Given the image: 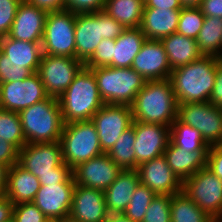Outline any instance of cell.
Returning a JSON list of instances; mask_svg holds the SVG:
<instances>
[{
  "label": "cell",
  "mask_w": 222,
  "mask_h": 222,
  "mask_svg": "<svg viewBox=\"0 0 222 222\" xmlns=\"http://www.w3.org/2000/svg\"><path fill=\"white\" fill-rule=\"evenodd\" d=\"M75 17L76 13L68 9L47 13L41 42L43 54L76 58Z\"/></svg>",
  "instance_id": "obj_8"
},
{
  "label": "cell",
  "mask_w": 222,
  "mask_h": 222,
  "mask_svg": "<svg viewBox=\"0 0 222 222\" xmlns=\"http://www.w3.org/2000/svg\"><path fill=\"white\" fill-rule=\"evenodd\" d=\"M155 196L156 194L150 188L139 184L123 214L133 222H142L146 209Z\"/></svg>",
  "instance_id": "obj_35"
},
{
  "label": "cell",
  "mask_w": 222,
  "mask_h": 222,
  "mask_svg": "<svg viewBox=\"0 0 222 222\" xmlns=\"http://www.w3.org/2000/svg\"><path fill=\"white\" fill-rule=\"evenodd\" d=\"M0 51L9 61L22 63L33 73H37L43 55L41 43L20 41L8 36L0 37Z\"/></svg>",
  "instance_id": "obj_26"
},
{
  "label": "cell",
  "mask_w": 222,
  "mask_h": 222,
  "mask_svg": "<svg viewBox=\"0 0 222 222\" xmlns=\"http://www.w3.org/2000/svg\"><path fill=\"white\" fill-rule=\"evenodd\" d=\"M40 185L60 184V183H75L72 174H48L38 178Z\"/></svg>",
  "instance_id": "obj_48"
},
{
  "label": "cell",
  "mask_w": 222,
  "mask_h": 222,
  "mask_svg": "<svg viewBox=\"0 0 222 222\" xmlns=\"http://www.w3.org/2000/svg\"><path fill=\"white\" fill-rule=\"evenodd\" d=\"M75 185V183L41 185L32 202L47 218L68 217Z\"/></svg>",
  "instance_id": "obj_19"
},
{
  "label": "cell",
  "mask_w": 222,
  "mask_h": 222,
  "mask_svg": "<svg viewBox=\"0 0 222 222\" xmlns=\"http://www.w3.org/2000/svg\"><path fill=\"white\" fill-rule=\"evenodd\" d=\"M46 218L33 202L14 205L13 222H42Z\"/></svg>",
  "instance_id": "obj_40"
},
{
  "label": "cell",
  "mask_w": 222,
  "mask_h": 222,
  "mask_svg": "<svg viewBox=\"0 0 222 222\" xmlns=\"http://www.w3.org/2000/svg\"><path fill=\"white\" fill-rule=\"evenodd\" d=\"M19 151L6 140H0V163L11 167L18 163Z\"/></svg>",
  "instance_id": "obj_44"
},
{
  "label": "cell",
  "mask_w": 222,
  "mask_h": 222,
  "mask_svg": "<svg viewBox=\"0 0 222 222\" xmlns=\"http://www.w3.org/2000/svg\"><path fill=\"white\" fill-rule=\"evenodd\" d=\"M177 118L197 129L209 145L222 144V113L210 102L178 104Z\"/></svg>",
  "instance_id": "obj_11"
},
{
  "label": "cell",
  "mask_w": 222,
  "mask_h": 222,
  "mask_svg": "<svg viewBox=\"0 0 222 222\" xmlns=\"http://www.w3.org/2000/svg\"><path fill=\"white\" fill-rule=\"evenodd\" d=\"M196 42L203 56L222 59V19L205 16Z\"/></svg>",
  "instance_id": "obj_30"
},
{
  "label": "cell",
  "mask_w": 222,
  "mask_h": 222,
  "mask_svg": "<svg viewBox=\"0 0 222 222\" xmlns=\"http://www.w3.org/2000/svg\"><path fill=\"white\" fill-rule=\"evenodd\" d=\"M145 7L164 8V9H182L180 0H145Z\"/></svg>",
  "instance_id": "obj_50"
},
{
  "label": "cell",
  "mask_w": 222,
  "mask_h": 222,
  "mask_svg": "<svg viewBox=\"0 0 222 222\" xmlns=\"http://www.w3.org/2000/svg\"><path fill=\"white\" fill-rule=\"evenodd\" d=\"M9 167L0 163V195H3L7 186V173Z\"/></svg>",
  "instance_id": "obj_51"
},
{
  "label": "cell",
  "mask_w": 222,
  "mask_h": 222,
  "mask_svg": "<svg viewBox=\"0 0 222 222\" xmlns=\"http://www.w3.org/2000/svg\"><path fill=\"white\" fill-rule=\"evenodd\" d=\"M181 9L144 7L140 29L147 39L161 40L176 33Z\"/></svg>",
  "instance_id": "obj_22"
},
{
  "label": "cell",
  "mask_w": 222,
  "mask_h": 222,
  "mask_svg": "<svg viewBox=\"0 0 222 222\" xmlns=\"http://www.w3.org/2000/svg\"><path fill=\"white\" fill-rule=\"evenodd\" d=\"M144 0H105L103 12L126 29L139 28L144 12Z\"/></svg>",
  "instance_id": "obj_29"
},
{
  "label": "cell",
  "mask_w": 222,
  "mask_h": 222,
  "mask_svg": "<svg viewBox=\"0 0 222 222\" xmlns=\"http://www.w3.org/2000/svg\"><path fill=\"white\" fill-rule=\"evenodd\" d=\"M139 184L140 178L137 170H123L104 191L107 212L123 214Z\"/></svg>",
  "instance_id": "obj_23"
},
{
  "label": "cell",
  "mask_w": 222,
  "mask_h": 222,
  "mask_svg": "<svg viewBox=\"0 0 222 222\" xmlns=\"http://www.w3.org/2000/svg\"><path fill=\"white\" fill-rule=\"evenodd\" d=\"M205 15L199 7H183L180 12L176 33L197 39Z\"/></svg>",
  "instance_id": "obj_36"
},
{
  "label": "cell",
  "mask_w": 222,
  "mask_h": 222,
  "mask_svg": "<svg viewBox=\"0 0 222 222\" xmlns=\"http://www.w3.org/2000/svg\"><path fill=\"white\" fill-rule=\"evenodd\" d=\"M171 222H215L182 191L171 195Z\"/></svg>",
  "instance_id": "obj_31"
},
{
  "label": "cell",
  "mask_w": 222,
  "mask_h": 222,
  "mask_svg": "<svg viewBox=\"0 0 222 222\" xmlns=\"http://www.w3.org/2000/svg\"><path fill=\"white\" fill-rule=\"evenodd\" d=\"M202 0H180L183 7H199Z\"/></svg>",
  "instance_id": "obj_53"
},
{
  "label": "cell",
  "mask_w": 222,
  "mask_h": 222,
  "mask_svg": "<svg viewBox=\"0 0 222 222\" xmlns=\"http://www.w3.org/2000/svg\"><path fill=\"white\" fill-rule=\"evenodd\" d=\"M96 78L99 95L105 104L131 106L146 79L133 68L98 67L90 69Z\"/></svg>",
  "instance_id": "obj_6"
},
{
  "label": "cell",
  "mask_w": 222,
  "mask_h": 222,
  "mask_svg": "<svg viewBox=\"0 0 222 222\" xmlns=\"http://www.w3.org/2000/svg\"><path fill=\"white\" fill-rule=\"evenodd\" d=\"M105 222H133L124 214H109Z\"/></svg>",
  "instance_id": "obj_52"
},
{
  "label": "cell",
  "mask_w": 222,
  "mask_h": 222,
  "mask_svg": "<svg viewBox=\"0 0 222 222\" xmlns=\"http://www.w3.org/2000/svg\"><path fill=\"white\" fill-rule=\"evenodd\" d=\"M11 143L18 151L26 145L18 112L0 108V140Z\"/></svg>",
  "instance_id": "obj_34"
},
{
  "label": "cell",
  "mask_w": 222,
  "mask_h": 222,
  "mask_svg": "<svg viewBox=\"0 0 222 222\" xmlns=\"http://www.w3.org/2000/svg\"><path fill=\"white\" fill-rule=\"evenodd\" d=\"M48 97L37 73L24 80L0 83V108L4 110L19 113Z\"/></svg>",
  "instance_id": "obj_14"
},
{
  "label": "cell",
  "mask_w": 222,
  "mask_h": 222,
  "mask_svg": "<svg viewBox=\"0 0 222 222\" xmlns=\"http://www.w3.org/2000/svg\"><path fill=\"white\" fill-rule=\"evenodd\" d=\"M209 102L217 107H222V59L217 64L214 87Z\"/></svg>",
  "instance_id": "obj_45"
},
{
  "label": "cell",
  "mask_w": 222,
  "mask_h": 222,
  "mask_svg": "<svg viewBox=\"0 0 222 222\" xmlns=\"http://www.w3.org/2000/svg\"><path fill=\"white\" fill-rule=\"evenodd\" d=\"M146 81L165 80L171 75L167 53L160 40L146 39L132 66Z\"/></svg>",
  "instance_id": "obj_18"
},
{
  "label": "cell",
  "mask_w": 222,
  "mask_h": 222,
  "mask_svg": "<svg viewBox=\"0 0 222 222\" xmlns=\"http://www.w3.org/2000/svg\"><path fill=\"white\" fill-rule=\"evenodd\" d=\"M207 154L208 151L186 152L169 142L163 155L171 170L183 182L206 167Z\"/></svg>",
  "instance_id": "obj_25"
},
{
  "label": "cell",
  "mask_w": 222,
  "mask_h": 222,
  "mask_svg": "<svg viewBox=\"0 0 222 222\" xmlns=\"http://www.w3.org/2000/svg\"><path fill=\"white\" fill-rule=\"evenodd\" d=\"M136 170L140 184L156 195H173L182 191L183 182L171 170L164 155L140 164Z\"/></svg>",
  "instance_id": "obj_17"
},
{
  "label": "cell",
  "mask_w": 222,
  "mask_h": 222,
  "mask_svg": "<svg viewBox=\"0 0 222 222\" xmlns=\"http://www.w3.org/2000/svg\"><path fill=\"white\" fill-rule=\"evenodd\" d=\"M64 124L89 121L105 104L101 99L94 73L83 67L58 98Z\"/></svg>",
  "instance_id": "obj_3"
},
{
  "label": "cell",
  "mask_w": 222,
  "mask_h": 222,
  "mask_svg": "<svg viewBox=\"0 0 222 222\" xmlns=\"http://www.w3.org/2000/svg\"><path fill=\"white\" fill-rule=\"evenodd\" d=\"M14 205L5 194L0 195V222L12 221Z\"/></svg>",
  "instance_id": "obj_49"
},
{
  "label": "cell",
  "mask_w": 222,
  "mask_h": 222,
  "mask_svg": "<svg viewBox=\"0 0 222 222\" xmlns=\"http://www.w3.org/2000/svg\"><path fill=\"white\" fill-rule=\"evenodd\" d=\"M105 0H66V9L73 13L103 11Z\"/></svg>",
  "instance_id": "obj_42"
},
{
  "label": "cell",
  "mask_w": 222,
  "mask_h": 222,
  "mask_svg": "<svg viewBox=\"0 0 222 222\" xmlns=\"http://www.w3.org/2000/svg\"><path fill=\"white\" fill-rule=\"evenodd\" d=\"M42 222H57V219H54V218H46V219L43 220Z\"/></svg>",
  "instance_id": "obj_55"
},
{
  "label": "cell",
  "mask_w": 222,
  "mask_h": 222,
  "mask_svg": "<svg viewBox=\"0 0 222 222\" xmlns=\"http://www.w3.org/2000/svg\"><path fill=\"white\" fill-rule=\"evenodd\" d=\"M221 58L202 56L172 69L170 81L178 104L209 102Z\"/></svg>",
  "instance_id": "obj_1"
},
{
  "label": "cell",
  "mask_w": 222,
  "mask_h": 222,
  "mask_svg": "<svg viewBox=\"0 0 222 222\" xmlns=\"http://www.w3.org/2000/svg\"><path fill=\"white\" fill-rule=\"evenodd\" d=\"M125 29L103 11L76 13V59L85 63L103 39H116Z\"/></svg>",
  "instance_id": "obj_5"
},
{
  "label": "cell",
  "mask_w": 222,
  "mask_h": 222,
  "mask_svg": "<svg viewBox=\"0 0 222 222\" xmlns=\"http://www.w3.org/2000/svg\"><path fill=\"white\" fill-rule=\"evenodd\" d=\"M171 195H156L146 209L142 222H171Z\"/></svg>",
  "instance_id": "obj_37"
},
{
  "label": "cell",
  "mask_w": 222,
  "mask_h": 222,
  "mask_svg": "<svg viewBox=\"0 0 222 222\" xmlns=\"http://www.w3.org/2000/svg\"><path fill=\"white\" fill-rule=\"evenodd\" d=\"M146 39L140 28L125 29L115 39L112 67L131 68Z\"/></svg>",
  "instance_id": "obj_28"
},
{
  "label": "cell",
  "mask_w": 222,
  "mask_h": 222,
  "mask_svg": "<svg viewBox=\"0 0 222 222\" xmlns=\"http://www.w3.org/2000/svg\"><path fill=\"white\" fill-rule=\"evenodd\" d=\"M215 222H222V218L217 219Z\"/></svg>",
  "instance_id": "obj_56"
},
{
  "label": "cell",
  "mask_w": 222,
  "mask_h": 222,
  "mask_svg": "<svg viewBox=\"0 0 222 222\" xmlns=\"http://www.w3.org/2000/svg\"><path fill=\"white\" fill-rule=\"evenodd\" d=\"M57 222H78L77 220L72 219L70 216L65 218L57 219Z\"/></svg>",
  "instance_id": "obj_54"
},
{
  "label": "cell",
  "mask_w": 222,
  "mask_h": 222,
  "mask_svg": "<svg viewBox=\"0 0 222 222\" xmlns=\"http://www.w3.org/2000/svg\"><path fill=\"white\" fill-rule=\"evenodd\" d=\"M123 170L107 153L82 162L72 169L76 185L105 191Z\"/></svg>",
  "instance_id": "obj_16"
},
{
  "label": "cell",
  "mask_w": 222,
  "mask_h": 222,
  "mask_svg": "<svg viewBox=\"0 0 222 222\" xmlns=\"http://www.w3.org/2000/svg\"><path fill=\"white\" fill-rule=\"evenodd\" d=\"M113 47H115V39H103L96 47L93 55L84 63V67H112Z\"/></svg>",
  "instance_id": "obj_39"
},
{
  "label": "cell",
  "mask_w": 222,
  "mask_h": 222,
  "mask_svg": "<svg viewBox=\"0 0 222 222\" xmlns=\"http://www.w3.org/2000/svg\"><path fill=\"white\" fill-rule=\"evenodd\" d=\"M26 2L48 12L66 9V0H25Z\"/></svg>",
  "instance_id": "obj_47"
},
{
  "label": "cell",
  "mask_w": 222,
  "mask_h": 222,
  "mask_svg": "<svg viewBox=\"0 0 222 222\" xmlns=\"http://www.w3.org/2000/svg\"><path fill=\"white\" fill-rule=\"evenodd\" d=\"M206 167L222 181V144L209 147Z\"/></svg>",
  "instance_id": "obj_43"
},
{
  "label": "cell",
  "mask_w": 222,
  "mask_h": 222,
  "mask_svg": "<svg viewBox=\"0 0 222 222\" xmlns=\"http://www.w3.org/2000/svg\"><path fill=\"white\" fill-rule=\"evenodd\" d=\"M135 170L147 161L164 154L170 142V127L134 121Z\"/></svg>",
  "instance_id": "obj_15"
},
{
  "label": "cell",
  "mask_w": 222,
  "mask_h": 222,
  "mask_svg": "<svg viewBox=\"0 0 222 222\" xmlns=\"http://www.w3.org/2000/svg\"><path fill=\"white\" fill-rule=\"evenodd\" d=\"M32 74L30 69L24 68V64L9 61L0 51V83L24 80Z\"/></svg>",
  "instance_id": "obj_38"
},
{
  "label": "cell",
  "mask_w": 222,
  "mask_h": 222,
  "mask_svg": "<svg viewBox=\"0 0 222 222\" xmlns=\"http://www.w3.org/2000/svg\"><path fill=\"white\" fill-rule=\"evenodd\" d=\"M22 0H0V37L7 36Z\"/></svg>",
  "instance_id": "obj_41"
},
{
  "label": "cell",
  "mask_w": 222,
  "mask_h": 222,
  "mask_svg": "<svg viewBox=\"0 0 222 222\" xmlns=\"http://www.w3.org/2000/svg\"><path fill=\"white\" fill-rule=\"evenodd\" d=\"M83 67L84 63L74 57L43 54L37 74L47 94L59 98Z\"/></svg>",
  "instance_id": "obj_12"
},
{
  "label": "cell",
  "mask_w": 222,
  "mask_h": 222,
  "mask_svg": "<svg viewBox=\"0 0 222 222\" xmlns=\"http://www.w3.org/2000/svg\"><path fill=\"white\" fill-rule=\"evenodd\" d=\"M133 121L171 127L178 103L170 79L146 81L131 105Z\"/></svg>",
  "instance_id": "obj_2"
},
{
  "label": "cell",
  "mask_w": 222,
  "mask_h": 222,
  "mask_svg": "<svg viewBox=\"0 0 222 222\" xmlns=\"http://www.w3.org/2000/svg\"><path fill=\"white\" fill-rule=\"evenodd\" d=\"M101 149L108 153L120 135L132 125V109L128 105L104 104L92 117Z\"/></svg>",
  "instance_id": "obj_13"
},
{
  "label": "cell",
  "mask_w": 222,
  "mask_h": 222,
  "mask_svg": "<svg viewBox=\"0 0 222 222\" xmlns=\"http://www.w3.org/2000/svg\"><path fill=\"white\" fill-rule=\"evenodd\" d=\"M40 186L38 178L17 163L8 169L4 194L14 204L28 203L34 200Z\"/></svg>",
  "instance_id": "obj_24"
},
{
  "label": "cell",
  "mask_w": 222,
  "mask_h": 222,
  "mask_svg": "<svg viewBox=\"0 0 222 222\" xmlns=\"http://www.w3.org/2000/svg\"><path fill=\"white\" fill-rule=\"evenodd\" d=\"M170 142L186 152L208 151L210 147L197 129L181 122L178 118L170 127Z\"/></svg>",
  "instance_id": "obj_32"
},
{
  "label": "cell",
  "mask_w": 222,
  "mask_h": 222,
  "mask_svg": "<svg viewBox=\"0 0 222 222\" xmlns=\"http://www.w3.org/2000/svg\"><path fill=\"white\" fill-rule=\"evenodd\" d=\"M160 41L167 53L171 69L187 65L203 56L196 40L193 38L173 33Z\"/></svg>",
  "instance_id": "obj_27"
},
{
  "label": "cell",
  "mask_w": 222,
  "mask_h": 222,
  "mask_svg": "<svg viewBox=\"0 0 222 222\" xmlns=\"http://www.w3.org/2000/svg\"><path fill=\"white\" fill-rule=\"evenodd\" d=\"M135 139L133 121L132 125L120 135L107 153L111 160L122 170H135Z\"/></svg>",
  "instance_id": "obj_33"
},
{
  "label": "cell",
  "mask_w": 222,
  "mask_h": 222,
  "mask_svg": "<svg viewBox=\"0 0 222 222\" xmlns=\"http://www.w3.org/2000/svg\"><path fill=\"white\" fill-rule=\"evenodd\" d=\"M199 8L205 16L222 19V0H202Z\"/></svg>",
  "instance_id": "obj_46"
},
{
  "label": "cell",
  "mask_w": 222,
  "mask_h": 222,
  "mask_svg": "<svg viewBox=\"0 0 222 222\" xmlns=\"http://www.w3.org/2000/svg\"><path fill=\"white\" fill-rule=\"evenodd\" d=\"M69 216L78 222H105L109 213L106 208L104 192L75 185Z\"/></svg>",
  "instance_id": "obj_20"
},
{
  "label": "cell",
  "mask_w": 222,
  "mask_h": 222,
  "mask_svg": "<svg viewBox=\"0 0 222 222\" xmlns=\"http://www.w3.org/2000/svg\"><path fill=\"white\" fill-rule=\"evenodd\" d=\"M182 192L215 221L222 217V181L207 167L185 179Z\"/></svg>",
  "instance_id": "obj_9"
},
{
  "label": "cell",
  "mask_w": 222,
  "mask_h": 222,
  "mask_svg": "<svg viewBox=\"0 0 222 222\" xmlns=\"http://www.w3.org/2000/svg\"><path fill=\"white\" fill-rule=\"evenodd\" d=\"M47 12L25 0L20 3L8 37L33 43H41Z\"/></svg>",
  "instance_id": "obj_21"
},
{
  "label": "cell",
  "mask_w": 222,
  "mask_h": 222,
  "mask_svg": "<svg viewBox=\"0 0 222 222\" xmlns=\"http://www.w3.org/2000/svg\"><path fill=\"white\" fill-rule=\"evenodd\" d=\"M60 144L63 162L71 169L103 154L96 127L91 120L64 124Z\"/></svg>",
  "instance_id": "obj_7"
},
{
  "label": "cell",
  "mask_w": 222,
  "mask_h": 222,
  "mask_svg": "<svg viewBox=\"0 0 222 222\" xmlns=\"http://www.w3.org/2000/svg\"><path fill=\"white\" fill-rule=\"evenodd\" d=\"M19 116L26 144L60 141L64 122L58 98L49 96L21 110Z\"/></svg>",
  "instance_id": "obj_4"
},
{
  "label": "cell",
  "mask_w": 222,
  "mask_h": 222,
  "mask_svg": "<svg viewBox=\"0 0 222 222\" xmlns=\"http://www.w3.org/2000/svg\"><path fill=\"white\" fill-rule=\"evenodd\" d=\"M18 164L37 178L48 174H72L63 162L60 141L27 143L19 150Z\"/></svg>",
  "instance_id": "obj_10"
}]
</instances>
